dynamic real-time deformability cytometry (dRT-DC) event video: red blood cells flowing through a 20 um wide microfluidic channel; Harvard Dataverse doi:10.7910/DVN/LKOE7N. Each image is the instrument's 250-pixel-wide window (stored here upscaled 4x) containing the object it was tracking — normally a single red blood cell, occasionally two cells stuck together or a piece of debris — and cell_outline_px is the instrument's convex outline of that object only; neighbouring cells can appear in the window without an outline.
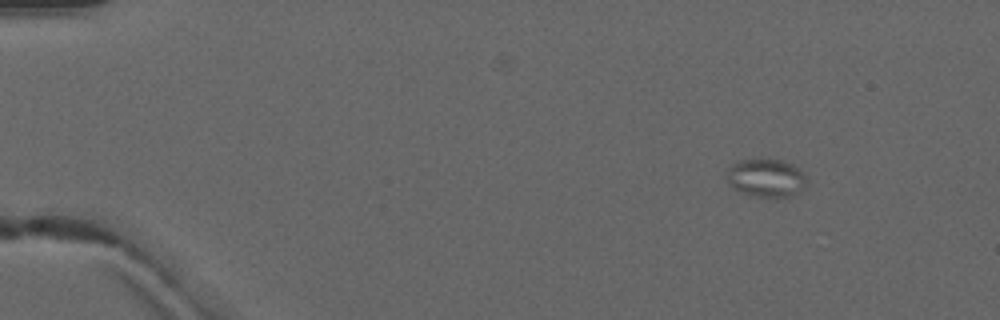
{"species": "common noctule bat (a hibernating species)", "species_latin": "Nyctalus noctula", "temperature_condition": "warm", "stored_images_in_passage": 4, "camera_frame_rate_fps": 3000, "um_per_image_px": 0.085, "animal": {"sex": "male", "forearm_length_mm": 52.5}, "frame": {"image": 1, "passage_image": 1, "time_ms": 0.0, "image_size_px": [1000, 320], "cell_outline_px": [[804, 188], [800, 192], [792, 196], [776, 200], [756, 196], [732, 188], [728, 180], [728, 168], [736, 160], [780, 160], [792, 164], [800, 168], [804, 172]], "centroid_in_image_um": [65.15, 15.16], "position_along_channel_um": 19.8, "area_um2": 17.92}}
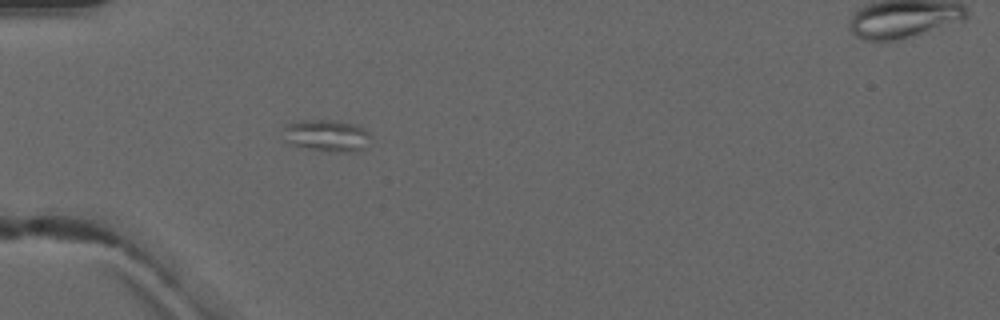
{"frame": {"image": 2, "passage_image": 4, "time_ms": 3.333, "image_size_px": [1000, 320], "cell_outline_px": [[368, 136], [364, 148], [356, 152], [332, 152], [308, 148], [292, 144], [284, 140], [284, 128], [288, 124], [300, 120], [332, 120], [356, 124], [364, 128], [368, 132]], "centroid_in_image_um": [27.76, 11.52], "position_along_channel_um": 57.2, "area_um2": 16.07}}